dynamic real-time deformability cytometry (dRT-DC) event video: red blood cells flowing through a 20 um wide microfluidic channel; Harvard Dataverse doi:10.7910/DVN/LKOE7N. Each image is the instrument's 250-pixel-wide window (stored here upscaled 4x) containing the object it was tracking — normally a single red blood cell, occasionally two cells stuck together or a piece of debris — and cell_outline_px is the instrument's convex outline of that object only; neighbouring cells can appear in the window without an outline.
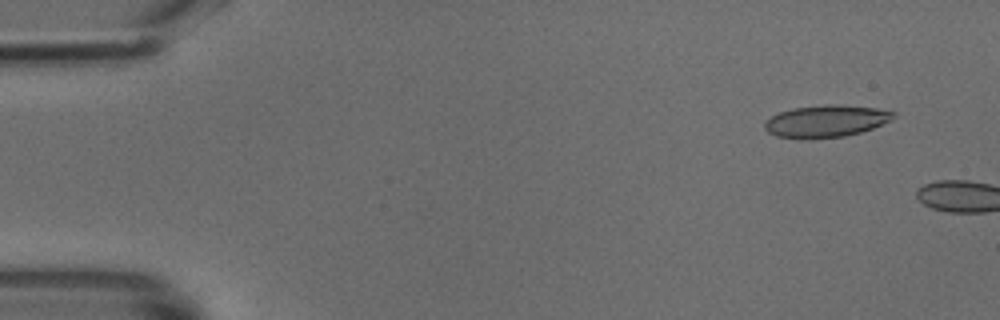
{"species": "common noctule bat (a hibernating species)", "species_latin": "Nyctalus noctula", "temperature_condition": "cold", "stored_images_in_passage": 6, "camera_frame_rate_fps": 3000, "um_per_image_px": 0.085, "animal": {"sex": "male", "body_mass_g": 18.8}, "frame": {"image": 1, "passage_image": 4, "time_ms": 1.0, "image_size_px": [1000, 320], "cell_outline_px": [[896, 116], [892, 120], [872, 128], [860, 132], [844, 136], [812, 140], [800, 140], [776, 136], [768, 132], [764, 128], [764, 124], [772, 116], [780, 112], [792, 108], [824, 104], [840, 104], [876, 108], [896, 112]], "centroid_in_image_um": [70.21, 10.31], "position_along_channel_um": 14.8, "area_um2": 24.51}}